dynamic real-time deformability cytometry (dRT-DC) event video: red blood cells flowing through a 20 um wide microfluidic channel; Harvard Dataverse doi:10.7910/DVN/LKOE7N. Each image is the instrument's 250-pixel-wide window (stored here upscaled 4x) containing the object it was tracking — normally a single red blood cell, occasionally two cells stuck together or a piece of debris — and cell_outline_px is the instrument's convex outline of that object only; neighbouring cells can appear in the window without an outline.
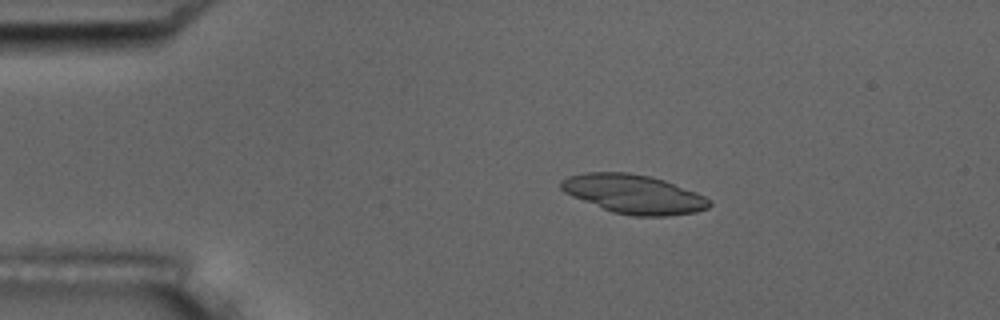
{"species": "common noctule bat (a hibernating species)", "species_latin": "Nyctalus noctula", "temperature_condition": "room temperature", "stored_images_in_passage": 6, "camera_frame_rate_fps": 3000, "um_per_image_px": 0.085, "animal": {"sex": "male", "body_mass_g": 17.5, "forearm_length_mm": 52.3}, "frame": {"image": 1, "passage_image": 2, "time_ms": 1.333, "image_size_px": [1000, 320], "cell_outline_px": [[712, 204], [708, 208], [696, 212], [668, 216], [632, 216], [612, 212], [572, 196], [564, 192], [560, 188], [560, 180], [568, 176], [584, 172], [628, 172], [652, 176], [664, 180], [696, 192], [712, 200]], "centroid_in_image_um": [53.87, 16.49], "position_along_channel_um": 31.1, "area_um2": 33.87}}